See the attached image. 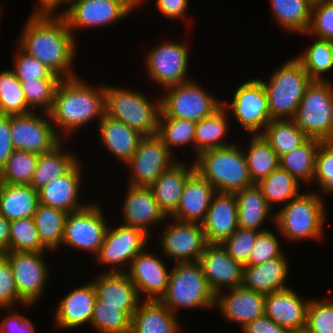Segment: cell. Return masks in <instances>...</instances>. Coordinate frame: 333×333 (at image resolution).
Instances as JSON below:
<instances>
[{"mask_svg":"<svg viewBox=\"0 0 333 333\" xmlns=\"http://www.w3.org/2000/svg\"><path fill=\"white\" fill-rule=\"evenodd\" d=\"M299 295L292 287L266 294L265 314L290 331L304 330L310 300Z\"/></svg>","mask_w":333,"mask_h":333,"instance_id":"26","label":"cell"},{"mask_svg":"<svg viewBox=\"0 0 333 333\" xmlns=\"http://www.w3.org/2000/svg\"><path fill=\"white\" fill-rule=\"evenodd\" d=\"M227 290L219 292L215 298V307L227 322L237 323L243 329L249 322L265 314V294L242 285Z\"/></svg>","mask_w":333,"mask_h":333,"instance_id":"22","label":"cell"},{"mask_svg":"<svg viewBox=\"0 0 333 333\" xmlns=\"http://www.w3.org/2000/svg\"><path fill=\"white\" fill-rule=\"evenodd\" d=\"M46 252L7 251L16 289L26 304H35L43 298L51 269L45 261ZM50 269V270H49Z\"/></svg>","mask_w":333,"mask_h":333,"instance_id":"15","label":"cell"},{"mask_svg":"<svg viewBox=\"0 0 333 333\" xmlns=\"http://www.w3.org/2000/svg\"><path fill=\"white\" fill-rule=\"evenodd\" d=\"M10 251V221L0 213V253Z\"/></svg>","mask_w":333,"mask_h":333,"instance_id":"61","label":"cell"},{"mask_svg":"<svg viewBox=\"0 0 333 333\" xmlns=\"http://www.w3.org/2000/svg\"><path fill=\"white\" fill-rule=\"evenodd\" d=\"M261 135L279 158L300 147L309 139L293 119H272Z\"/></svg>","mask_w":333,"mask_h":333,"instance_id":"41","label":"cell"},{"mask_svg":"<svg viewBox=\"0 0 333 333\" xmlns=\"http://www.w3.org/2000/svg\"><path fill=\"white\" fill-rule=\"evenodd\" d=\"M323 141L309 138L303 145L280 157V167L300 184L311 185L315 173L316 154ZM303 182V183H302Z\"/></svg>","mask_w":333,"mask_h":333,"instance_id":"38","label":"cell"},{"mask_svg":"<svg viewBox=\"0 0 333 333\" xmlns=\"http://www.w3.org/2000/svg\"><path fill=\"white\" fill-rule=\"evenodd\" d=\"M13 54V71L19 81H31L35 79H61L53 73L45 64L24 52L18 45ZM16 54V55H15Z\"/></svg>","mask_w":333,"mask_h":333,"instance_id":"51","label":"cell"},{"mask_svg":"<svg viewBox=\"0 0 333 333\" xmlns=\"http://www.w3.org/2000/svg\"><path fill=\"white\" fill-rule=\"evenodd\" d=\"M149 236L141 228L109 225L99 252L94 257L96 263L108 266L103 272H127L132 259L149 245Z\"/></svg>","mask_w":333,"mask_h":333,"instance_id":"11","label":"cell"},{"mask_svg":"<svg viewBox=\"0 0 333 333\" xmlns=\"http://www.w3.org/2000/svg\"><path fill=\"white\" fill-rule=\"evenodd\" d=\"M263 84L268 97L269 116L272 119H293L305 89L312 82L300 61L288 59Z\"/></svg>","mask_w":333,"mask_h":333,"instance_id":"7","label":"cell"},{"mask_svg":"<svg viewBox=\"0 0 333 333\" xmlns=\"http://www.w3.org/2000/svg\"><path fill=\"white\" fill-rule=\"evenodd\" d=\"M38 204V192L31 185L0 183V213L8 221L33 217Z\"/></svg>","mask_w":333,"mask_h":333,"instance_id":"35","label":"cell"},{"mask_svg":"<svg viewBox=\"0 0 333 333\" xmlns=\"http://www.w3.org/2000/svg\"><path fill=\"white\" fill-rule=\"evenodd\" d=\"M194 165L216 192L236 193L253 185L243 148L236 142L201 152Z\"/></svg>","mask_w":333,"mask_h":333,"instance_id":"4","label":"cell"},{"mask_svg":"<svg viewBox=\"0 0 333 333\" xmlns=\"http://www.w3.org/2000/svg\"><path fill=\"white\" fill-rule=\"evenodd\" d=\"M179 160L164 171L150 186L161 211L171 217L179 207L180 197L188 177L195 171L194 161L188 166Z\"/></svg>","mask_w":333,"mask_h":333,"instance_id":"30","label":"cell"},{"mask_svg":"<svg viewBox=\"0 0 333 333\" xmlns=\"http://www.w3.org/2000/svg\"><path fill=\"white\" fill-rule=\"evenodd\" d=\"M242 147L253 184H257L280 166V158L262 135H252L247 150Z\"/></svg>","mask_w":333,"mask_h":333,"instance_id":"40","label":"cell"},{"mask_svg":"<svg viewBox=\"0 0 333 333\" xmlns=\"http://www.w3.org/2000/svg\"><path fill=\"white\" fill-rule=\"evenodd\" d=\"M91 280L96 299L105 305L119 306L131 315L137 310L142 301L135 285L126 272H102Z\"/></svg>","mask_w":333,"mask_h":333,"instance_id":"27","label":"cell"},{"mask_svg":"<svg viewBox=\"0 0 333 333\" xmlns=\"http://www.w3.org/2000/svg\"><path fill=\"white\" fill-rule=\"evenodd\" d=\"M155 135L144 137L134 155L125 164L129 169L127 184L150 186L164 171L171 168L179 159Z\"/></svg>","mask_w":333,"mask_h":333,"instance_id":"18","label":"cell"},{"mask_svg":"<svg viewBox=\"0 0 333 333\" xmlns=\"http://www.w3.org/2000/svg\"><path fill=\"white\" fill-rule=\"evenodd\" d=\"M121 220L123 225L141 228L151 235L152 227L162 226L170 217L161 211L157 200L148 186L126 184ZM162 223V224H161ZM161 224V225H160Z\"/></svg>","mask_w":333,"mask_h":333,"instance_id":"20","label":"cell"},{"mask_svg":"<svg viewBox=\"0 0 333 333\" xmlns=\"http://www.w3.org/2000/svg\"><path fill=\"white\" fill-rule=\"evenodd\" d=\"M78 0H62L52 11L53 12H56V13H59V14H62L63 13V10L65 11L73 2H76ZM65 5V9L62 8V6ZM62 8L61 12L59 11V9Z\"/></svg>","mask_w":333,"mask_h":333,"instance_id":"63","label":"cell"},{"mask_svg":"<svg viewBox=\"0 0 333 333\" xmlns=\"http://www.w3.org/2000/svg\"><path fill=\"white\" fill-rule=\"evenodd\" d=\"M31 111L14 71L0 70V115H19Z\"/></svg>","mask_w":333,"mask_h":333,"instance_id":"46","label":"cell"},{"mask_svg":"<svg viewBox=\"0 0 333 333\" xmlns=\"http://www.w3.org/2000/svg\"><path fill=\"white\" fill-rule=\"evenodd\" d=\"M260 232L238 227L229 238L221 243V246L236 262L245 266L249 261L253 245Z\"/></svg>","mask_w":333,"mask_h":333,"instance_id":"54","label":"cell"},{"mask_svg":"<svg viewBox=\"0 0 333 333\" xmlns=\"http://www.w3.org/2000/svg\"><path fill=\"white\" fill-rule=\"evenodd\" d=\"M215 193L214 187L195 170L188 177L179 207L170 219L202 224Z\"/></svg>","mask_w":333,"mask_h":333,"instance_id":"28","label":"cell"},{"mask_svg":"<svg viewBox=\"0 0 333 333\" xmlns=\"http://www.w3.org/2000/svg\"><path fill=\"white\" fill-rule=\"evenodd\" d=\"M301 35L333 41V0H326L311 7L309 28Z\"/></svg>","mask_w":333,"mask_h":333,"instance_id":"53","label":"cell"},{"mask_svg":"<svg viewBox=\"0 0 333 333\" xmlns=\"http://www.w3.org/2000/svg\"><path fill=\"white\" fill-rule=\"evenodd\" d=\"M11 115V140L16 150L42 154L63 139L56 133L48 112ZM46 118V119H45Z\"/></svg>","mask_w":333,"mask_h":333,"instance_id":"17","label":"cell"},{"mask_svg":"<svg viewBox=\"0 0 333 333\" xmlns=\"http://www.w3.org/2000/svg\"><path fill=\"white\" fill-rule=\"evenodd\" d=\"M147 249L148 247L132 259L126 273L141 300L159 301L166 292L172 268L168 269L161 256Z\"/></svg>","mask_w":333,"mask_h":333,"instance_id":"19","label":"cell"},{"mask_svg":"<svg viewBox=\"0 0 333 333\" xmlns=\"http://www.w3.org/2000/svg\"><path fill=\"white\" fill-rule=\"evenodd\" d=\"M238 204L234 193L216 192L202 223L208 244H221L238 228Z\"/></svg>","mask_w":333,"mask_h":333,"instance_id":"25","label":"cell"},{"mask_svg":"<svg viewBox=\"0 0 333 333\" xmlns=\"http://www.w3.org/2000/svg\"><path fill=\"white\" fill-rule=\"evenodd\" d=\"M293 120L309 138L333 141V83L312 81L305 89Z\"/></svg>","mask_w":333,"mask_h":333,"instance_id":"8","label":"cell"},{"mask_svg":"<svg viewBox=\"0 0 333 333\" xmlns=\"http://www.w3.org/2000/svg\"><path fill=\"white\" fill-rule=\"evenodd\" d=\"M97 128L99 132L97 135L101 141L99 143L124 165L134 155L139 142L144 138L136 130L105 114Z\"/></svg>","mask_w":333,"mask_h":333,"instance_id":"31","label":"cell"},{"mask_svg":"<svg viewBox=\"0 0 333 333\" xmlns=\"http://www.w3.org/2000/svg\"><path fill=\"white\" fill-rule=\"evenodd\" d=\"M20 304L28 307L32 304H26L18 295L15 286L12 268L9 259L0 253V309L12 308Z\"/></svg>","mask_w":333,"mask_h":333,"instance_id":"56","label":"cell"},{"mask_svg":"<svg viewBox=\"0 0 333 333\" xmlns=\"http://www.w3.org/2000/svg\"><path fill=\"white\" fill-rule=\"evenodd\" d=\"M229 115L227 109L221 105L211 115L196 123L194 159L203 151L226 147L234 143V141L229 143L223 139L229 133Z\"/></svg>","mask_w":333,"mask_h":333,"instance_id":"36","label":"cell"},{"mask_svg":"<svg viewBox=\"0 0 333 333\" xmlns=\"http://www.w3.org/2000/svg\"><path fill=\"white\" fill-rule=\"evenodd\" d=\"M54 308V326L71 329L90 325L96 301V292L91 281L66 293Z\"/></svg>","mask_w":333,"mask_h":333,"instance_id":"24","label":"cell"},{"mask_svg":"<svg viewBox=\"0 0 333 333\" xmlns=\"http://www.w3.org/2000/svg\"><path fill=\"white\" fill-rule=\"evenodd\" d=\"M314 42L307 46L296 58L300 61L312 81H330L323 76L333 69V42L314 38Z\"/></svg>","mask_w":333,"mask_h":333,"instance_id":"43","label":"cell"},{"mask_svg":"<svg viewBox=\"0 0 333 333\" xmlns=\"http://www.w3.org/2000/svg\"><path fill=\"white\" fill-rule=\"evenodd\" d=\"M243 333H290L285 327L276 324L266 314L249 322L243 329Z\"/></svg>","mask_w":333,"mask_h":333,"instance_id":"60","label":"cell"},{"mask_svg":"<svg viewBox=\"0 0 333 333\" xmlns=\"http://www.w3.org/2000/svg\"><path fill=\"white\" fill-rule=\"evenodd\" d=\"M10 251H48L41 244L32 217L10 221Z\"/></svg>","mask_w":333,"mask_h":333,"instance_id":"48","label":"cell"},{"mask_svg":"<svg viewBox=\"0 0 333 333\" xmlns=\"http://www.w3.org/2000/svg\"><path fill=\"white\" fill-rule=\"evenodd\" d=\"M149 2L148 0H138V6L141 7L145 2ZM189 1L190 0H156V8L157 11L162 14V16L166 17V19L170 18L173 20H185L188 19L186 13H188L189 9Z\"/></svg>","mask_w":333,"mask_h":333,"instance_id":"58","label":"cell"},{"mask_svg":"<svg viewBox=\"0 0 333 333\" xmlns=\"http://www.w3.org/2000/svg\"><path fill=\"white\" fill-rule=\"evenodd\" d=\"M131 321L132 315L127 310L96 299L90 327L98 333H130Z\"/></svg>","mask_w":333,"mask_h":333,"instance_id":"45","label":"cell"},{"mask_svg":"<svg viewBox=\"0 0 333 333\" xmlns=\"http://www.w3.org/2000/svg\"><path fill=\"white\" fill-rule=\"evenodd\" d=\"M81 78L59 81L48 112L56 133L67 141L87 123L94 119L99 122L105 114V84L93 86Z\"/></svg>","mask_w":333,"mask_h":333,"instance_id":"2","label":"cell"},{"mask_svg":"<svg viewBox=\"0 0 333 333\" xmlns=\"http://www.w3.org/2000/svg\"><path fill=\"white\" fill-rule=\"evenodd\" d=\"M171 220L159 232L161 254L175 263L198 262L208 244L202 224Z\"/></svg>","mask_w":333,"mask_h":333,"instance_id":"16","label":"cell"},{"mask_svg":"<svg viewBox=\"0 0 333 333\" xmlns=\"http://www.w3.org/2000/svg\"><path fill=\"white\" fill-rule=\"evenodd\" d=\"M193 79L167 88L160 98L159 118L186 119L197 123L222 105V100Z\"/></svg>","mask_w":333,"mask_h":333,"instance_id":"9","label":"cell"},{"mask_svg":"<svg viewBox=\"0 0 333 333\" xmlns=\"http://www.w3.org/2000/svg\"><path fill=\"white\" fill-rule=\"evenodd\" d=\"M313 182L321 189L319 192L314 190L320 198L322 194H333V141L320 144L316 154Z\"/></svg>","mask_w":333,"mask_h":333,"instance_id":"52","label":"cell"},{"mask_svg":"<svg viewBox=\"0 0 333 333\" xmlns=\"http://www.w3.org/2000/svg\"><path fill=\"white\" fill-rule=\"evenodd\" d=\"M63 142L64 140L49 152L39 154L31 181V186L37 192L53 179L66 174L80 160V156L74 150L72 152L66 149Z\"/></svg>","mask_w":333,"mask_h":333,"instance_id":"34","label":"cell"},{"mask_svg":"<svg viewBox=\"0 0 333 333\" xmlns=\"http://www.w3.org/2000/svg\"><path fill=\"white\" fill-rule=\"evenodd\" d=\"M39 154L14 150L0 170V183L31 185Z\"/></svg>","mask_w":333,"mask_h":333,"instance_id":"47","label":"cell"},{"mask_svg":"<svg viewBox=\"0 0 333 333\" xmlns=\"http://www.w3.org/2000/svg\"><path fill=\"white\" fill-rule=\"evenodd\" d=\"M216 295L211 291L199 262L174 263L165 294L159 300L171 312L215 308ZM179 309V310H178Z\"/></svg>","mask_w":333,"mask_h":333,"instance_id":"6","label":"cell"},{"mask_svg":"<svg viewBox=\"0 0 333 333\" xmlns=\"http://www.w3.org/2000/svg\"><path fill=\"white\" fill-rule=\"evenodd\" d=\"M28 17L17 45L61 79L77 77L73 60L78 44L64 17L53 11H32Z\"/></svg>","mask_w":333,"mask_h":333,"instance_id":"1","label":"cell"},{"mask_svg":"<svg viewBox=\"0 0 333 333\" xmlns=\"http://www.w3.org/2000/svg\"><path fill=\"white\" fill-rule=\"evenodd\" d=\"M100 204L93 200L85 208L68 213L61 246L93 253L94 256L98 254L110 225Z\"/></svg>","mask_w":333,"mask_h":333,"instance_id":"13","label":"cell"},{"mask_svg":"<svg viewBox=\"0 0 333 333\" xmlns=\"http://www.w3.org/2000/svg\"><path fill=\"white\" fill-rule=\"evenodd\" d=\"M305 330L308 333H333V298H310Z\"/></svg>","mask_w":333,"mask_h":333,"instance_id":"50","label":"cell"},{"mask_svg":"<svg viewBox=\"0 0 333 333\" xmlns=\"http://www.w3.org/2000/svg\"><path fill=\"white\" fill-rule=\"evenodd\" d=\"M61 79H35L20 81L28 106L33 110L49 112L54 99L56 87Z\"/></svg>","mask_w":333,"mask_h":333,"instance_id":"49","label":"cell"},{"mask_svg":"<svg viewBox=\"0 0 333 333\" xmlns=\"http://www.w3.org/2000/svg\"><path fill=\"white\" fill-rule=\"evenodd\" d=\"M325 201L316 191L301 192L275 212V229L288 242H303L324 237L328 214ZM326 209V210H325Z\"/></svg>","mask_w":333,"mask_h":333,"instance_id":"3","label":"cell"},{"mask_svg":"<svg viewBox=\"0 0 333 333\" xmlns=\"http://www.w3.org/2000/svg\"><path fill=\"white\" fill-rule=\"evenodd\" d=\"M285 254L255 266H244L242 286L265 295L290 287L286 283L290 262Z\"/></svg>","mask_w":333,"mask_h":333,"instance_id":"29","label":"cell"},{"mask_svg":"<svg viewBox=\"0 0 333 333\" xmlns=\"http://www.w3.org/2000/svg\"><path fill=\"white\" fill-rule=\"evenodd\" d=\"M178 316L160 301L142 300L132 315L130 333H181Z\"/></svg>","mask_w":333,"mask_h":333,"instance_id":"32","label":"cell"},{"mask_svg":"<svg viewBox=\"0 0 333 333\" xmlns=\"http://www.w3.org/2000/svg\"><path fill=\"white\" fill-rule=\"evenodd\" d=\"M138 7V0H78L61 14L73 35L77 29L100 28L126 19ZM75 31V33H74Z\"/></svg>","mask_w":333,"mask_h":333,"instance_id":"14","label":"cell"},{"mask_svg":"<svg viewBox=\"0 0 333 333\" xmlns=\"http://www.w3.org/2000/svg\"><path fill=\"white\" fill-rule=\"evenodd\" d=\"M268 205H285L301 193L302 185L280 166L257 183Z\"/></svg>","mask_w":333,"mask_h":333,"instance_id":"42","label":"cell"},{"mask_svg":"<svg viewBox=\"0 0 333 333\" xmlns=\"http://www.w3.org/2000/svg\"><path fill=\"white\" fill-rule=\"evenodd\" d=\"M62 0H38L33 11H52Z\"/></svg>","mask_w":333,"mask_h":333,"instance_id":"62","label":"cell"},{"mask_svg":"<svg viewBox=\"0 0 333 333\" xmlns=\"http://www.w3.org/2000/svg\"><path fill=\"white\" fill-rule=\"evenodd\" d=\"M306 1L313 6L315 4L325 2L326 0H306Z\"/></svg>","mask_w":333,"mask_h":333,"instance_id":"64","label":"cell"},{"mask_svg":"<svg viewBox=\"0 0 333 333\" xmlns=\"http://www.w3.org/2000/svg\"><path fill=\"white\" fill-rule=\"evenodd\" d=\"M234 194L238 204V227L262 232L269 228L263 226L266 220L271 219V223H275V212H271L273 209L268 205L257 184Z\"/></svg>","mask_w":333,"mask_h":333,"instance_id":"33","label":"cell"},{"mask_svg":"<svg viewBox=\"0 0 333 333\" xmlns=\"http://www.w3.org/2000/svg\"><path fill=\"white\" fill-rule=\"evenodd\" d=\"M198 262L215 295L242 285L244 266L236 262L221 244H207Z\"/></svg>","mask_w":333,"mask_h":333,"instance_id":"21","label":"cell"},{"mask_svg":"<svg viewBox=\"0 0 333 333\" xmlns=\"http://www.w3.org/2000/svg\"><path fill=\"white\" fill-rule=\"evenodd\" d=\"M2 310L7 311V316L0 322V333H36L35 324L27 316L12 308L0 309V313Z\"/></svg>","mask_w":333,"mask_h":333,"instance_id":"57","label":"cell"},{"mask_svg":"<svg viewBox=\"0 0 333 333\" xmlns=\"http://www.w3.org/2000/svg\"><path fill=\"white\" fill-rule=\"evenodd\" d=\"M11 137V115H0V170L15 150Z\"/></svg>","mask_w":333,"mask_h":333,"instance_id":"59","label":"cell"},{"mask_svg":"<svg viewBox=\"0 0 333 333\" xmlns=\"http://www.w3.org/2000/svg\"><path fill=\"white\" fill-rule=\"evenodd\" d=\"M222 105L249 135H261L271 121L266 90L258 78L242 82L232 100L222 99Z\"/></svg>","mask_w":333,"mask_h":333,"instance_id":"10","label":"cell"},{"mask_svg":"<svg viewBox=\"0 0 333 333\" xmlns=\"http://www.w3.org/2000/svg\"><path fill=\"white\" fill-rule=\"evenodd\" d=\"M68 213L49 206L38 204L32 217L41 244L49 251L56 253L61 249L65 221Z\"/></svg>","mask_w":333,"mask_h":333,"instance_id":"39","label":"cell"},{"mask_svg":"<svg viewBox=\"0 0 333 333\" xmlns=\"http://www.w3.org/2000/svg\"><path fill=\"white\" fill-rule=\"evenodd\" d=\"M189 46V47H188ZM190 45L186 41H162L145 54V69L151 82L170 87L191 80L187 76Z\"/></svg>","mask_w":333,"mask_h":333,"instance_id":"12","label":"cell"},{"mask_svg":"<svg viewBox=\"0 0 333 333\" xmlns=\"http://www.w3.org/2000/svg\"><path fill=\"white\" fill-rule=\"evenodd\" d=\"M160 98L152 100L141 91L105 84V115L119 120L144 137L157 134Z\"/></svg>","mask_w":333,"mask_h":333,"instance_id":"5","label":"cell"},{"mask_svg":"<svg viewBox=\"0 0 333 333\" xmlns=\"http://www.w3.org/2000/svg\"><path fill=\"white\" fill-rule=\"evenodd\" d=\"M272 17L285 33L304 34L311 20V7L306 0H269Z\"/></svg>","mask_w":333,"mask_h":333,"instance_id":"37","label":"cell"},{"mask_svg":"<svg viewBox=\"0 0 333 333\" xmlns=\"http://www.w3.org/2000/svg\"><path fill=\"white\" fill-rule=\"evenodd\" d=\"M84 165L81 159L63 176L57 177L38 191L39 203L67 213L85 208L89 203L79 199Z\"/></svg>","mask_w":333,"mask_h":333,"instance_id":"23","label":"cell"},{"mask_svg":"<svg viewBox=\"0 0 333 333\" xmlns=\"http://www.w3.org/2000/svg\"><path fill=\"white\" fill-rule=\"evenodd\" d=\"M195 132V122L186 119L159 118L156 136L175 155L176 148L181 149L189 145L194 149Z\"/></svg>","mask_w":333,"mask_h":333,"instance_id":"44","label":"cell"},{"mask_svg":"<svg viewBox=\"0 0 333 333\" xmlns=\"http://www.w3.org/2000/svg\"><path fill=\"white\" fill-rule=\"evenodd\" d=\"M290 333H308L305 329L300 331H291Z\"/></svg>","mask_w":333,"mask_h":333,"instance_id":"65","label":"cell"},{"mask_svg":"<svg viewBox=\"0 0 333 333\" xmlns=\"http://www.w3.org/2000/svg\"><path fill=\"white\" fill-rule=\"evenodd\" d=\"M279 237L270 229L260 232L253 245L249 261L245 266H255L270 259L280 257L284 253V250L283 246L281 247Z\"/></svg>","mask_w":333,"mask_h":333,"instance_id":"55","label":"cell"}]
</instances>
